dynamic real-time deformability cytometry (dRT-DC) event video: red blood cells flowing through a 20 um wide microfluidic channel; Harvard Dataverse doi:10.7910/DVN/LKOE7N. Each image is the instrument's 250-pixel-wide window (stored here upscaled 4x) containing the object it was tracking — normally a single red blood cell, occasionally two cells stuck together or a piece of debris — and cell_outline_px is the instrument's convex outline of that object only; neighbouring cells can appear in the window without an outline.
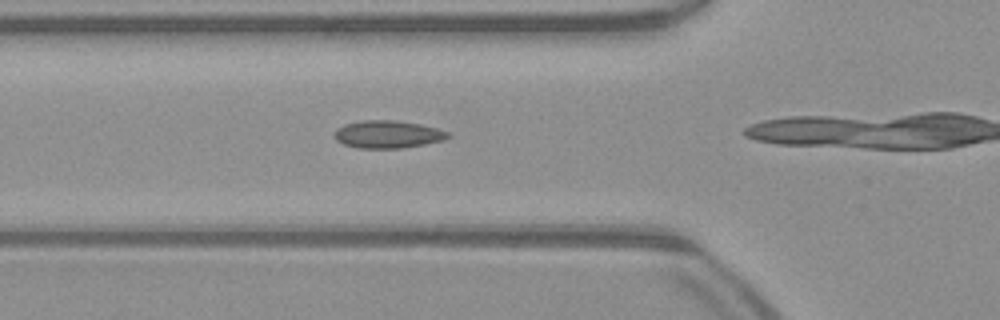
{"species": "common noctule bat (a hibernating species)", "species_latin": "Nyctalus noctula", "temperature_condition": "warm", "stored_images_in_passage": 5, "camera_frame_rate_fps": 3000, "um_per_image_px": 0.085, "animal": {"sex": "male", "body_mass_g": 23.1, "forearm_length_mm": 52.7}, "frame": {"image": 1, "passage_image": 2, "time_ms": 0.333, "image_size_px": [1000, 320], "cell_outline_px": [[452, 136], [444, 140], [424, 144], [400, 148], [356, 148], [344, 144], [336, 140], [332, 136], [336, 128], [344, 124], [360, 120], [396, 120], [420, 124], [436, 128], [448, 132]], "centroid_in_image_um": [32.92, 11.41], "position_along_channel_um": 92.9, "area_um2": 18.44}}